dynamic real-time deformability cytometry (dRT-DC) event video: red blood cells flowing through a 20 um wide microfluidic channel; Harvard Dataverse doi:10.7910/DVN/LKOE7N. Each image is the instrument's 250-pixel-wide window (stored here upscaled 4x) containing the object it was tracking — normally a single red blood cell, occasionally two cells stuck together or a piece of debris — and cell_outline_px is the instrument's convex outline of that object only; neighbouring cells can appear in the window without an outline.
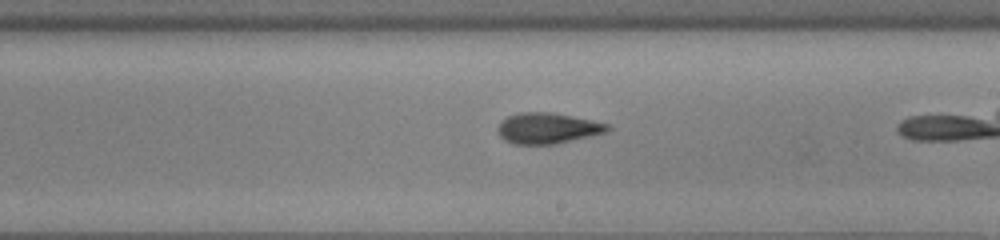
{"species": "common noctule bat (a hibernating species)", "species_latin": "Nyctalus noctula", "temperature_condition": "cold", "stored_images_in_passage": 26, "camera_frame_rate_fps": 3000, "um_per_image_px": 0.085, "animal": {"sex": "male", "body_mass_g": 13.0, "forearm_length_mm": 53.1}, "frame": {"image": 1, "passage_image": 15, "time_ms": 4.667, "image_size_px": [1000, 240], "cell_outline_px": [[612, 128], [608, 132], [552, 144], [512, 144], [504, 140], [500, 136], [496, 128], [500, 120], [508, 116], [520, 112], [552, 112], [572, 116], [608, 124]], "centroid_in_image_um": [46.5, 10.89], "position_along_channel_um": 242.5, "area_um2": 19.71}}
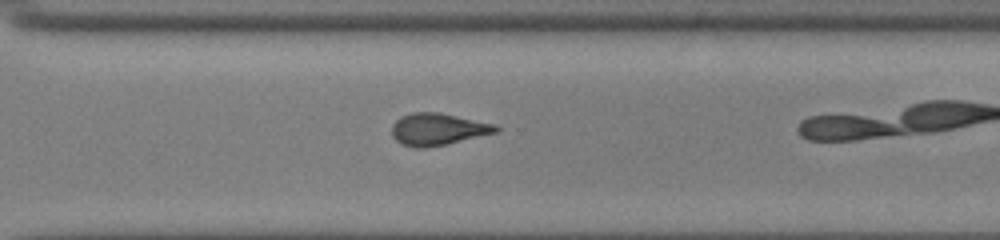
{"frame": {"image": 2, "passage_image": 22, "time_ms": 7.0, "image_size_px": [1000, 240], "cell_outline_px": [[500, 128], [496, 132], [448, 144], [428, 148], [416, 148], [400, 144], [392, 136], [392, 124], [400, 116], [412, 112], [440, 112], [496, 124]], "centroid_in_image_um": [37.19, 10.98], "position_along_channel_um": 333.4, "area_um2": 19.65}}